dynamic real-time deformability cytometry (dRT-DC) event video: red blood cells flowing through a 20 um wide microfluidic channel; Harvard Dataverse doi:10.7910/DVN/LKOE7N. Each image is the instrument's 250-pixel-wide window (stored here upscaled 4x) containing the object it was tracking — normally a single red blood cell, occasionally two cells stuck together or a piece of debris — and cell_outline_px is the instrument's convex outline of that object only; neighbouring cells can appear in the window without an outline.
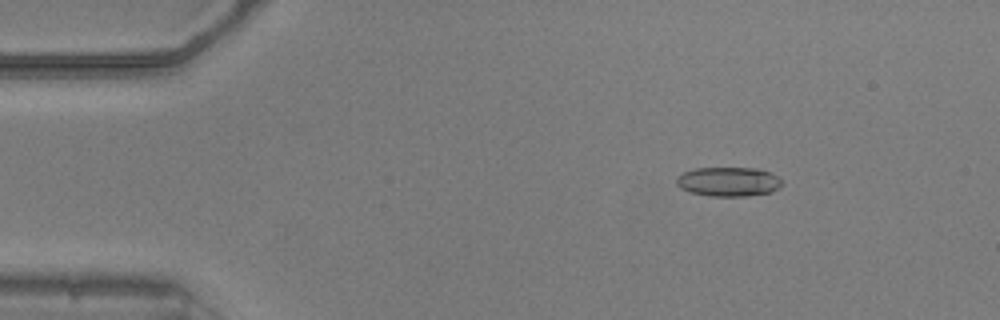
{"species": "common noctule bat (a hibernating species)", "species_latin": "Nyctalus noctula", "temperature_condition": "warm", "stored_images_in_passage": 53, "camera_frame_rate_fps": 3000, "um_per_image_px": 0.085, "animal": {"sex": "male", "body_mass_g": 20.5, "forearm_length_mm": 52.5}, "frame": {"image": 1, "passage_image": 8, "time_ms": 2.333, "image_size_px": [1000, 320], "cell_outline_px": [[784, 180], [772, 192], [744, 196], [708, 196], [688, 192], [680, 188], [676, 184], [676, 176], [684, 172], [696, 168], [752, 168], [768, 172]], "centroid_in_image_um": [61.86, 15.45], "position_along_channel_um": 23.1, "area_um2": 17.98}}
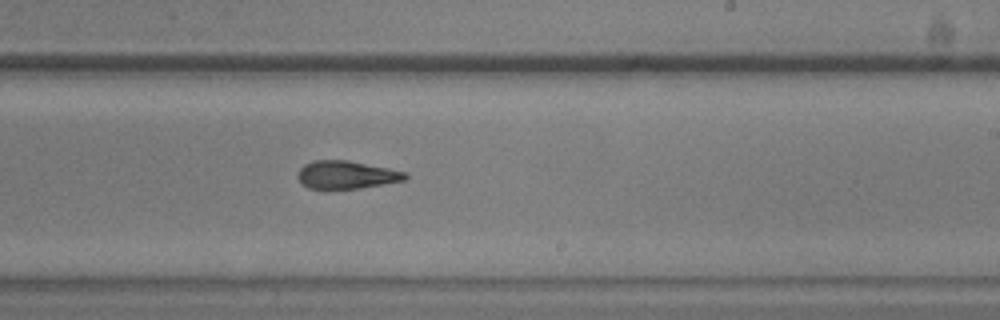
{"frame": {"image": 2, "passage_image": 32, "time_ms": 10.333, "image_size_px": [1000, 320], "cell_outline_px": [[408, 176], [404, 180], [384, 184], [360, 188], [328, 192], [308, 188], [296, 176], [300, 168], [304, 164], [312, 160], [348, 160], [388, 168], [404, 172]], "centroid_in_image_um": [29.37, 14.89], "position_along_channel_um": 259.6, "area_um2": 18.03}}
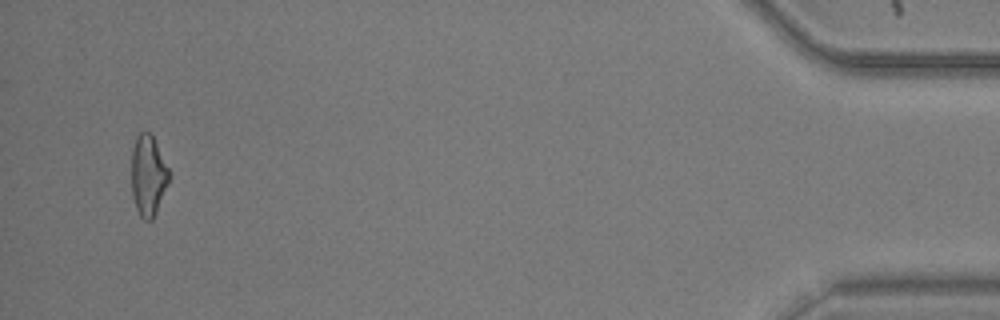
{"frame": {"image": 3, "passage_image": 51, "time_ms": 16.667, "image_size_px": [1000, 320], "cell_outline_px": [[172, 176], [156, 212], [152, 220], [144, 220], [140, 216], [136, 208], [132, 196], [132, 148], [136, 136], [140, 132], [148, 132], [152, 136], [172, 172]], "centroid_in_image_um": [12.62, 14.92], "position_along_channel_um": 422.6, "area_um2": 17.92}, "authors_computed_cell_mechanics": {"area_um2": 17.9758, "velocity_mm_per_s": 3.8735, "shape_relaxation_time_tau1_ms": 8.3516, "shape_relaxation_time_tau2_ms": 4.2528, "deformation_change_tau1": 0.22, "deformation_change_tau2": 0.1522}}